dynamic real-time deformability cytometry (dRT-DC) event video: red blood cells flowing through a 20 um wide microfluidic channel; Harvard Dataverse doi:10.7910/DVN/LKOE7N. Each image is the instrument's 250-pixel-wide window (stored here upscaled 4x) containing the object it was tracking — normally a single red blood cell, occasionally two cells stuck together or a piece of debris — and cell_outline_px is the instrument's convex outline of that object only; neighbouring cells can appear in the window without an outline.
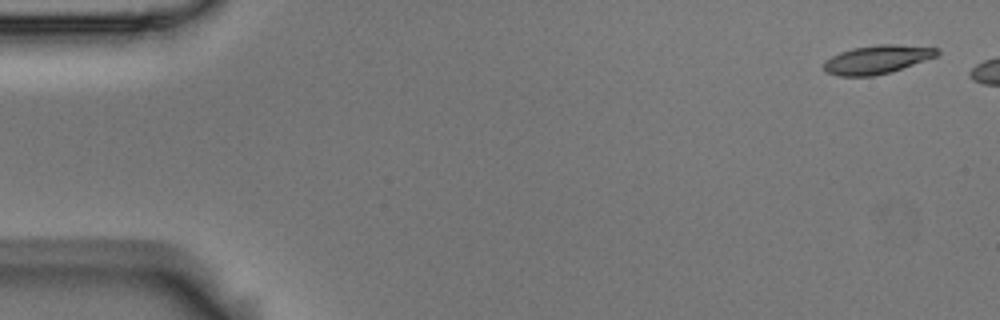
{"species": "Egyptian fruit bat (a non-hibernating species)", "species_latin": "Rousettus aegyptiacus", "temperature_condition": "room temperature", "stored_images_in_passage": 6, "camera_frame_rate_fps": 3000, "um_per_image_px": 0.085, "animal": {"sex": "male"}, "frame": {"image": 1, "passage_image": 1, "time_ms": 0.0, "image_size_px": [1000, 320], "cell_outline_px": [[940, 52], [936, 56], [892, 72], [872, 76], [840, 76], [828, 72], [824, 68], [824, 60], [840, 52], [852, 48], [880, 44], [892, 44], [940, 48]], "centroid_in_image_um": [74.56, 5.05], "position_along_channel_um": 10.4, "area_um2": 18.73}}